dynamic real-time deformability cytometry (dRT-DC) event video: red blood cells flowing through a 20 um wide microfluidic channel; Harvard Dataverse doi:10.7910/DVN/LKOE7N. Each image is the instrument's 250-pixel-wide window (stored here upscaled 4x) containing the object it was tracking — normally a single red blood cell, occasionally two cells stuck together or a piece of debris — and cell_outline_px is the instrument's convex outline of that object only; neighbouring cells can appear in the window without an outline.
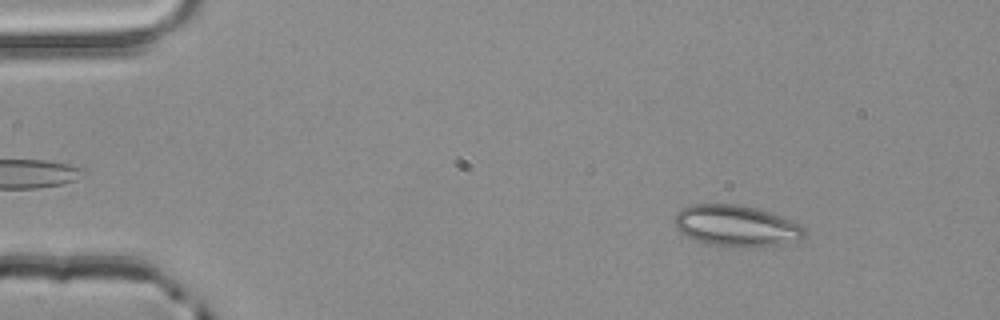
{"species": "common noctule bat (a hibernating species)", "species_latin": "Nyctalus noctula", "temperature_condition": "room temperature", "stored_images_in_passage": 3, "segment_of_instrument_passage": [1, 2], "camera_frame_rate_fps": 3000, "um_per_image_px": 0.085, "animal": {"sex": "male", "body_mass_g": 20.4}, "frame": {"image": 1, "passage_image": 1, "time_ms": 0.0, "image_size_px": [1000, 320], "cell_outline_px": [[804, 236], [800, 240], [784, 244], [748, 248], [704, 244], [680, 232], [676, 228], [676, 212], [680, 208], [688, 204], [736, 204], [756, 208], [780, 216], [800, 224], [804, 228]], "centroid_in_image_um": [62.57, 19.2], "position_along_channel_um": 22.4, "area_um2": 31.39}}